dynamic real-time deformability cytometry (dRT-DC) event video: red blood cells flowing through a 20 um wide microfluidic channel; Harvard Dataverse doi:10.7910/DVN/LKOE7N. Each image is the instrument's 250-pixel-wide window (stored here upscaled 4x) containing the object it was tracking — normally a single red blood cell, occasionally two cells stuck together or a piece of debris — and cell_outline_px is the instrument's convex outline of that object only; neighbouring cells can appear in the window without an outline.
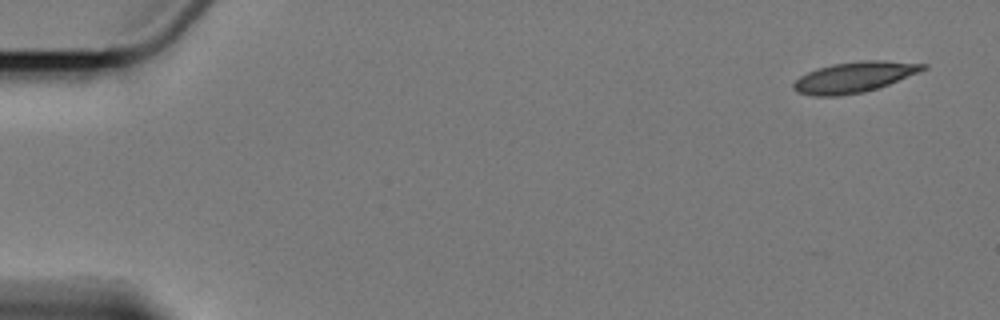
{"species": "Egyptian fruit bat (a non-hibernating species)", "species_latin": "Rousettus aegyptiacus", "temperature_condition": "cold", "stored_images_in_passage": 6, "camera_frame_rate_fps": 3000, "um_per_image_px": 0.085, "animal": {"sex": "female"}, "frame": {"image": 1, "passage_image": 1, "time_ms": 0.0, "image_size_px": [1000, 320], "cell_outline_px": [[928, 68], [888, 84], [864, 92], [840, 96], [812, 96], [796, 92], [792, 88], [792, 84], [800, 76], [816, 68], [832, 64], [864, 60], [884, 60], [928, 64]], "centroid_in_image_um": [72.57, 6.56], "position_along_channel_um": 12.4, "area_um2": 23.12}}